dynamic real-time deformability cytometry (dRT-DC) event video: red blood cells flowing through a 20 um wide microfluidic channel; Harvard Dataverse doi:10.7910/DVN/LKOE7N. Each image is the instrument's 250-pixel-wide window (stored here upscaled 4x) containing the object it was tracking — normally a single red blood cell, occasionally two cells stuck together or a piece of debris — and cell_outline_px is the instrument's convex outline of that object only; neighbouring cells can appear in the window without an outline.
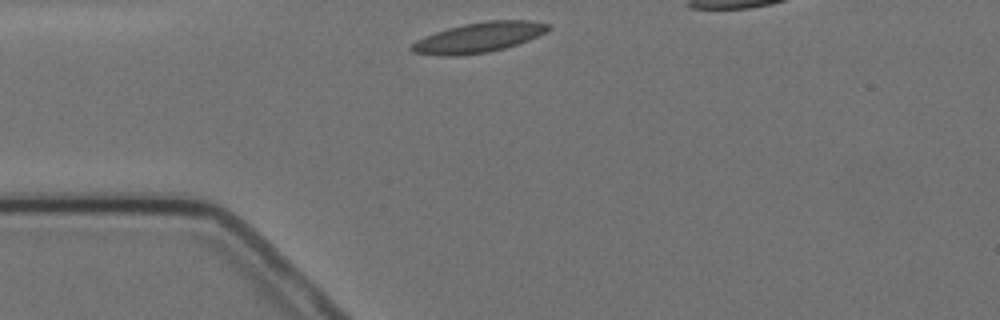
{"species": "Egyptian fruit bat (a non-hibernating species)", "species_latin": "Rousettus aegyptiacus", "temperature_condition": "cold", "stored_images_in_passage": 5, "segment_of_instrument_passage": [1, 2], "camera_frame_rate_fps": 3000, "um_per_image_px": 0.085, "animal": {"sex": "female"}, "frame": {"image": 1, "passage_image": 1, "time_ms": 0.0, "image_size_px": [1000, 320], "cell_outline_px": [[552, 28], [548, 32], [528, 40], [504, 48], [488, 52], [456, 56], [440, 56], [412, 52], [408, 48], [416, 40], [424, 36], [448, 28], [464, 24], [488, 20], [532, 20], [552, 24]], "centroid_in_image_um": [40.72, 3.18], "position_along_channel_um": 44.3, "area_um2": 24.16}}
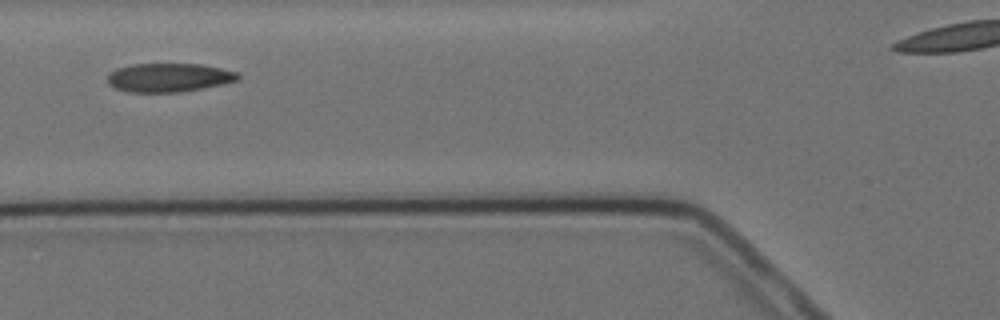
{"frame": {"image": 2, "passage_image": 3, "time_ms": 2.333, "image_size_px": [1000, 320], "cell_outline_px": [[240, 80], [224, 84], [204, 88], [180, 92], [128, 92], [116, 88], [108, 84], [108, 76], [116, 68], [132, 64], [200, 64], [220, 68], [236, 72], [240, 76]], "centroid_in_image_um": [14.37, 6.6], "position_along_channel_um": 111.4, "area_um2": 21.85}}
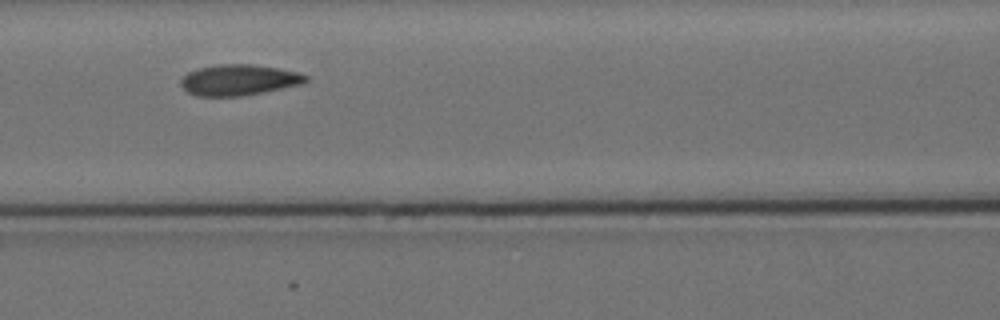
{"frame": {"image": 3, "passage_image": 4, "time_ms": 3.333, "image_size_px": [1000, 320], "cell_outline_px": [[308, 80], [304, 84], [244, 96], [196, 96], [188, 92], [180, 84], [180, 80], [188, 72], [200, 68], [216, 64], [248, 64], [276, 68], [300, 72], [308, 76]], "centroid_in_image_um": [20.33, 6.8], "position_along_channel_um": 146.3, "area_um2": 22.54}}